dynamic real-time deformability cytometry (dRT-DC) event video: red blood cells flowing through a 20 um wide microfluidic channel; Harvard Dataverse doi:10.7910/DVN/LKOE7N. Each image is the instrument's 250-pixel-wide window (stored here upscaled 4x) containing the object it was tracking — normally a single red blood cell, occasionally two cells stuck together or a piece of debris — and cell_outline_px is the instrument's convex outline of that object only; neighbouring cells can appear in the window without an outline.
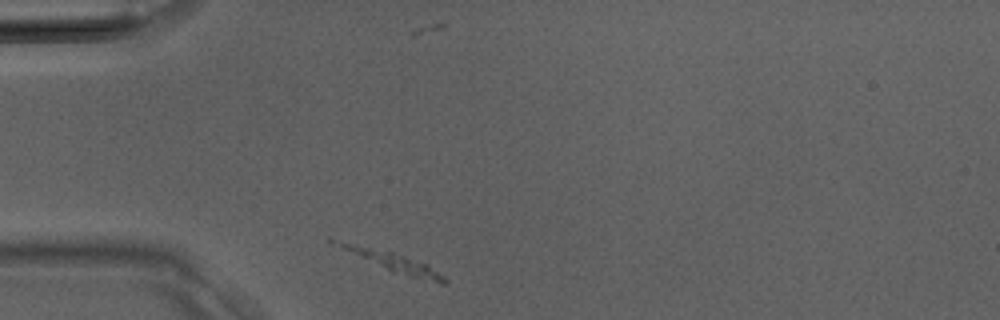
{"species": "Egyptian fruit bat (a non-hibernating species)", "species_latin": "Rousettus aegyptiacus", "temperature_condition": "room temperature", "stored_images_in_passage": 23, "camera_frame_rate_fps": 3000, "um_per_image_px": 0.085, "animal": {"sex": "male"}, "frame": {"image": 1, "passage_image": 1, "time_ms": 0.0, "image_size_px": [1000, 320], "cell_outline_px": [[448, 284], [440, 284], [392, 272], [328, 244], [328, 236], [392, 252], [404, 256], [424, 264], [444, 276], [448, 280]], "centroid_in_image_um": [33.12, 22.18], "position_along_channel_um": 51.9, "area_um2": 12.66}}
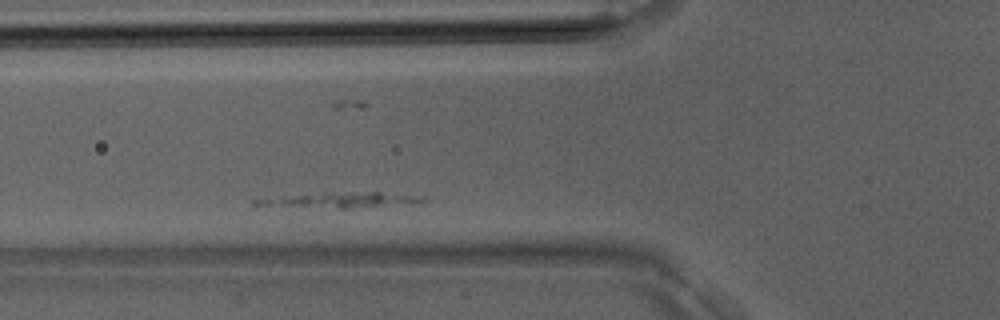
{"frame": {"image": 2, "passage_image": 5, "time_ms": 1.333, "image_size_px": [1000, 320], "cell_outline_px": [[428, 200], [348, 208], [340, 208], [284, 204], [280, 200], [300, 196], [328, 192], [380, 192], [428, 196]], "centroid_in_image_um": [29.94, 16.95], "position_along_channel_um": 95.9, "area_um2": 11.85}}
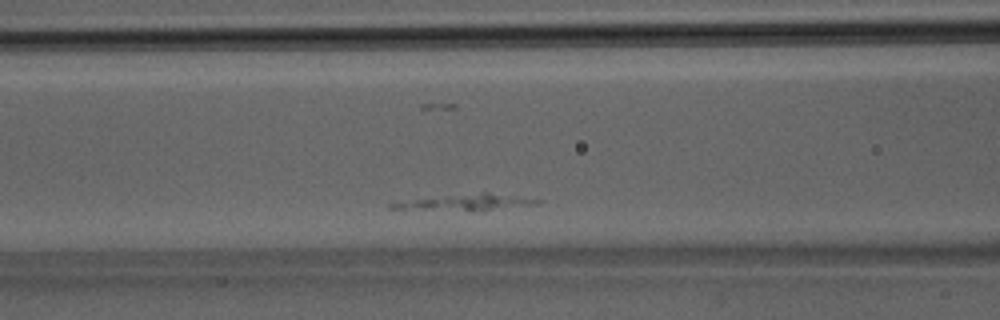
{"frame": {"image": 3, "passage_image": 7, "time_ms": 2.0, "image_size_px": [1000, 320], "cell_outline_px": [[540, 204], [484, 212], [388, 208], [388, 204], [416, 200], [448, 196], [484, 192], [488, 192], [516, 196], [540, 200]], "centroid_in_image_um": [39.81, 17.24], "position_along_channel_um": 126.8, "area_um2": 13.58}}